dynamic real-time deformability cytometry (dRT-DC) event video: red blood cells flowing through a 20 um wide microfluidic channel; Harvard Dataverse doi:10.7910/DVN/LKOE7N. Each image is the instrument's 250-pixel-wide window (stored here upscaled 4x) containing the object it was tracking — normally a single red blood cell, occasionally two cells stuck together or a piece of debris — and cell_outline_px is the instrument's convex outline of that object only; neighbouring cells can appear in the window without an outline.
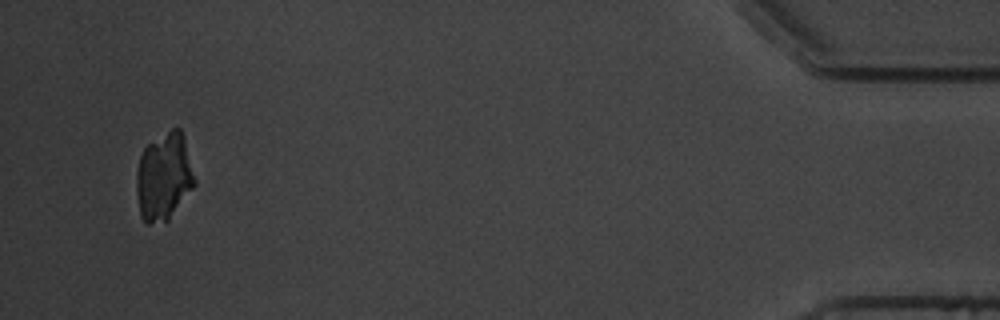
{"species": "common noctule bat (a hibernating species)", "species_latin": "Nyctalus noctula", "temperature_condition": "warm", "stored_images_in_passage": 10, "camera_frame_rate_fps": 3000, "um_per_image_px": 0.085, "animal": {"sex": "male", "body_mass_g": 19.5, "forearm_length_mm": 54.6}, "frame": {"image": 1, "passage_image": 10, "time_ms": 12.0, "image_size_px": [1000, 320], "cell_outline_px": [[196, 184], [168, 220], [148, 224], [144, 224], [140, 216], [136, 188], [136, 172], [140, 156], [144, 148], [148, 144], [176, 124], [180, 128], [184, 136], [196, 180]], "centroid_in_image_um": [13.93, 15.0], "position_along_channel_um": 421.3, "area_um2": 30.0}}